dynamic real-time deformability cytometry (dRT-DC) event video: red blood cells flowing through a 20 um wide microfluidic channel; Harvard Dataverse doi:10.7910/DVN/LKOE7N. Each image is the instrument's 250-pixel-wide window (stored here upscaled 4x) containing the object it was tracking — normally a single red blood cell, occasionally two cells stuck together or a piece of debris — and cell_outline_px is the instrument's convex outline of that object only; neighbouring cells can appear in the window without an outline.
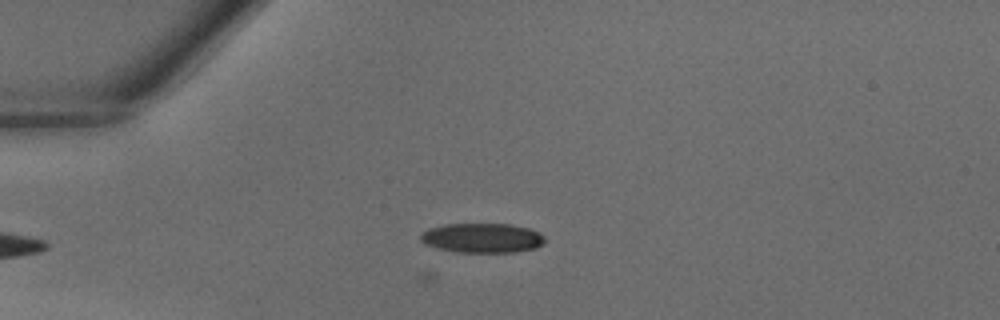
{"species": "common noctule bat (a hibernating species)", "species_latin": "Nyctalus noctula", "temperature_condition": "warm", "stored_images_in_passage": 30, "camera_frame_rate_fps": 3000, "um_per_image_px": 0.085, "animal": {"sex": "male", "body_mass_g": 18.8}, "frame": {"image": 1, "passage_image": 3, "time_ms": 0.667, "image_size_px": [1000, 320], "cell_outline_px": [[544, 240], [536, 248], [512, 252], [456, 252], [436, 248], [424, 244], [420, 240], [420, 232], [428, 228], [444, 224], [508, 224], [528, 228], [540, 232], [544, 236]], "centroid_in_image_um": [40.92, 20.22], "position_along_channel_um": 44.1, "area_um2": 21.5}}
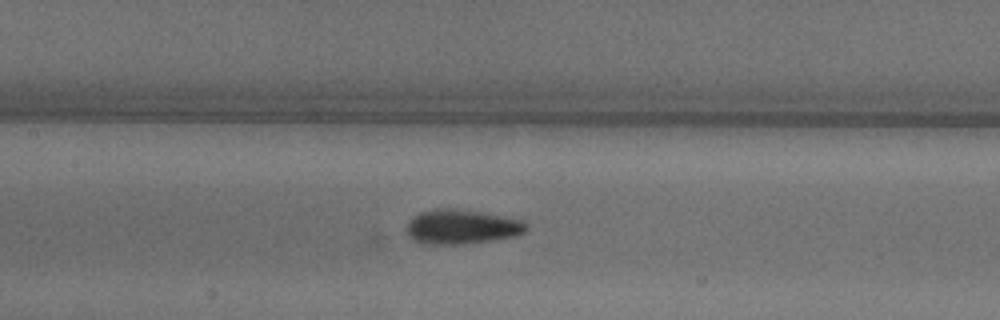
{"frame": {"image": 2, "passage_image": 12, "time_ms": 3.667, "image_size_px": [1000, 320], "cell_outline_px": [[528, 228], [524, 232], [516, 236], [492, 240], [464, 244], [424, 244], [416, 240], [408, 232], [408, 224], [420, 212], [436, 208], [444, 208], [480, 212], [524, 220], [528, 224]], "centroid_in_image_um": [39.32, 19.28], "position_along_channel_um": 168.1, "area_um2": 23.64}}
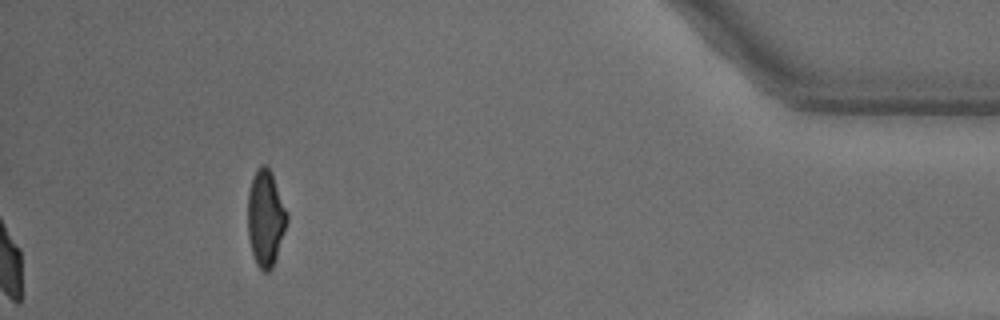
{"frame": {"image": 3, "passage_image": 30, "time_ms": 9.667, "image_size_px": [1000, 320], "cell_outline_px": [[288, 220], [276, 260], [272, 268], [268, 272], [264, 272], [256, 264], [252, 252], [248, 236], [248, 192], [252, 180], [260, 164], [268, 164], [272, 172], [288, 212]], "centroid_in_image_um": [22.59, 18.53], "position_along_channel_um": 412.6, "area_um2": 22.25}}